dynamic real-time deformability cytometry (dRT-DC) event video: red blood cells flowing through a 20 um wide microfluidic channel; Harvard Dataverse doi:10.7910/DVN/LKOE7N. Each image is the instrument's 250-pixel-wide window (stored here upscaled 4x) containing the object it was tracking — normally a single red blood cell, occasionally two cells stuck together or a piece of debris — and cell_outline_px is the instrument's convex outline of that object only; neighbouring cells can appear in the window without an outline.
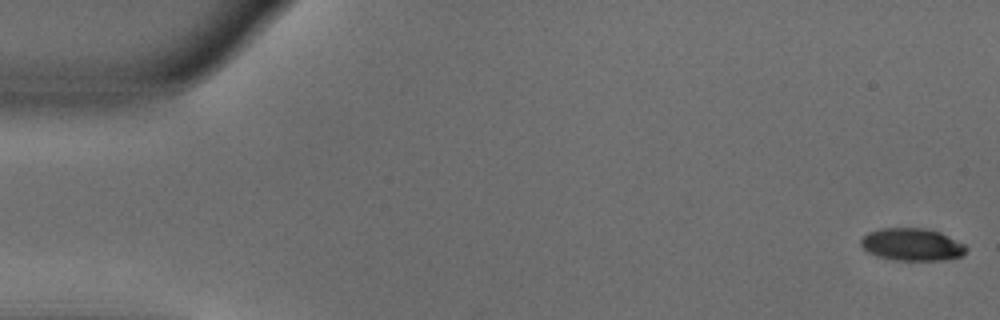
{"species": "common noctule bat (a hibernating species)", "species_latin": "Nyctalus noctula", "temperature_condition": "warm", "stored_images_in_passage": 9, "camera_frame_rate_fps": 3000, "um_per_image_px": 0.085, "animal": {"sex": "male", "body_mass_g": 18.8}, "frame": {"image": 1, "passage_image": 1, "time_ms": 0.0, "image_size_px": [1000, 320], "cell_outline_px": [[968, 248], [964, 256], [944, 260], [892, 260], [876, 256], [868, 252], [860, 244], [860, 240], [868, 232], [880, 228], [928, 228], [940, 232], [964, 244]], "centroid_in_image_um": [77.53, 20.78], "position_along_channel_um": 7.5, "area_um2": 20.11}}